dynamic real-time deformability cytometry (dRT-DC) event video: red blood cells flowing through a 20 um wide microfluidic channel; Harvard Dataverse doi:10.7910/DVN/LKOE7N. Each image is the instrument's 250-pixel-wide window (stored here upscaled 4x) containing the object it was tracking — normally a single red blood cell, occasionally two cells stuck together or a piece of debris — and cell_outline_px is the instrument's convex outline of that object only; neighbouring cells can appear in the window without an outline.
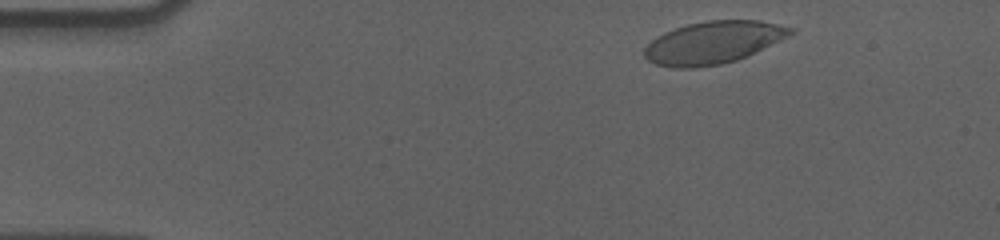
{"species": "human", "species_latin": "Homo sapiens", "temperature_condition": "cold", "stored_images_in_passage": 52, "camera_frame_rate_fps": 3000, "um_per_image_px": 0.085, "donor": {"sex": "male"}, "frame": {"image": 1, "passage_image": 3, "time_ms": 0.667, "image_size_px": [1000, 240], "cell_outline_px": [[796, 32], [788, 36], [736, 60], [720, 64], [692, 68], [672, 68], [656, 64], [648, 60], [644, 56], [644, 48], [652, 40], [664, 32], [688, 24], [708, 20], [760, 20], [796, 28]], "centroid_in_image_um": [60.61, 3.6], "position_along_channel_um": 24.4, "area_um2": 35.78}}
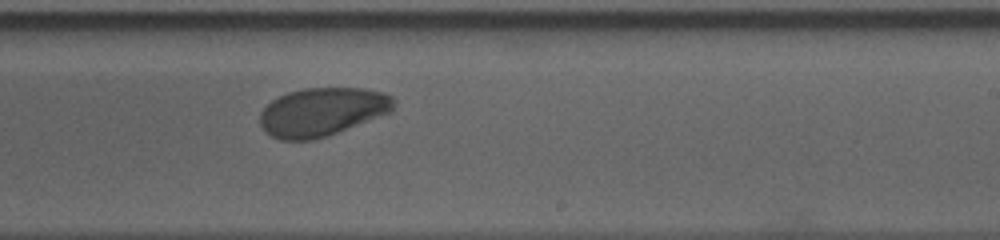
{"frame": {"image": 2, "passage_image": 30, "time_ms": 9.667, "image_size_px": [1000, 240], "cell_outline_px": [[392, 112], [328, 136], [312, 140], [280, 140], [264, 132], [260, 124], [260, 112], [272, 100], [288, 92], [304, 88], [364, 88], [384, 92], [392, 96]], "centroid_in_image_um": [27.37, 9.51], "position_along_channel_um": 261.6, "area_um2": 37.8}}
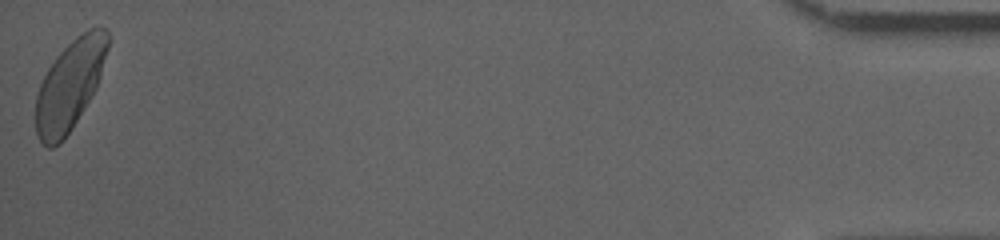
{"frame": {"image": 3, "passage_image": 52, "time_ms": 17.0, "image_size_px": [1000, 240], "cell_outline_px": [[108, 48], [100, 76], [96, 88], [72, 128], [60, 144], [52, 148], [48, 148], [40, 140], [36, 132], [36, 96], [40, 84], [48, 68], [56, 56], [76, 36], [88, 28], [104, 28], [108, 32]], "centroid_in_image_um": [5.92, 7.24], "position_along_channel_um": 429.3, "area_um2": 37.34}, "authors_computed_cell_mechanics": {"area_um2": 37.6856, "velocity_mm_per_s": 3.5497, "shape_relaxation_time_tau1_ms": 2.869, "shape_relaxation_time_tau2_ms": null, "deformation_change_tau1": 0.1167, "deformation_change_tau2": null}}